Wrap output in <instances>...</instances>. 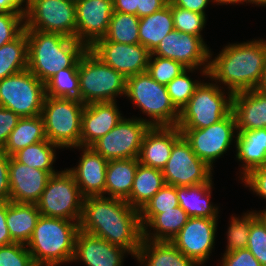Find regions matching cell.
Masks as SVG:
<instances>
[{"label": "cell", "mask_w": 266, "mask_h": 266, "mask_svg": "<svg viewBox=\"0 0 266 266\" xmlns=\"http://www.w3.org/2000/svg\"><path fill=\"white\" fill-rule=\"evenodd\" d=\"M138 0H113V10L116 12L137 15Z\"/></svg>", "instance_id": "db71d44e"}, {"label": "cell", "mask_w": 266, "mask_h": 266, "mask_svg": "<svg viewBox=\"0 0 266 266\" xmlns=\"http://www.w3.org/2000/svg\"><path fill=\"white\" fill-rule=\"evenodd\" d=\"M236 135V157L244 163L241 173L245 176L266 164V128L242 131Z\"/></svg>", "instance_id": "484cf974"}, {"label": "cell", "mask_w": 266, "mask_h": 266, "mask_svg": "<svg viewBox=\"0 0 266 266\" xmlns=\"http://www.w3.org/2000/svg\"><path fill=\"white\" fill-rule=\"evenodd\" d=\"M46 139L44 122L41 115L23 117L18 120L16 127L9 134L2 150L11 157L19 150Z\"/></svg>", "instance_id": "1f68e13d"}, {"label": "cell", "mask_w": 266, "mask_h": 266, "mask_svg": "<svg viewBox=\"0 0 266 266\" xmlns=\"http://www.w3.org/2000/svg\"><path fill=\"white\" fill-rule=\"evenodd\" d=\"M149 128L147 119L123 118L90 147L108 161L138 158L143 137Z\"/></svg>", "instance_id": "7c38bea8"}, {"label": "cell", "mask_w": 266, "mask_h": 266, "mask_svg": "<svg viewBox=\"0 0 266 266\" xmlns=\"http://www.w3.org/2000/svg\"><path fill=\"white\" fill-rule=\"evenodd\" d=\"M105 64L125 78L147 71L151 52L140 43L125 44L112 41H97L89 48Z\"/></svg>", "instance_id": "e0dca14e"}, {"label": "cell", "mask_w": 266, "mask_h": 266, "mask_svg": "<svg viewBox=\"0 0 266 266\" xmlns=\"http://www.w3.org/2000/svg\"><path fill=\"white\" fill-rule=\"evenodd\" d=\"M179 130L196 156L211 169L213 162L230 147L234 133H238L234 131H237V126L232 111L219 122L206 128Z\"/></svg>", "instance_id": "4fadbf2b"}, {"label": "cell", "mask_w": 266, "mask_h": 266, "mask_svg": "<svg viewBox=\"0 0 266 266\" xmlns=\"http://www.w3.org/2000/svg\"><path fill=\"white\" fill-rule=\"evenodd\" d=\"M125 96L152 118L148 120L150 126H177L180 112L171 102L166 86L155 81L147 71L126 78Z\"/></svg>", "instance_id": "52a82bcc"}, {"label": "cell", "mask_w": 266, "mask_h": 266, "mask_svg": "<svg viewBox=\"0 0 266 266\" xmlns=\"http://www.w3.org/2000/svg\"><path fill=\"white\" fill-rule=\"evenodd\" d=\"M164 185L162 170L139 163L130 196L125 201L140 211Z\"/></svg>", "instance_id": "f546056e"}, {"label": "cell", "mask_w": 266, "mask_h": 266, "mask_svg": "<svg viewBox=\"0 0 266 266\" xmlns=\"http://www.w3.org/2000/svg\"><path fill=\"white\" fill-rule=\"evenodd\" d=\"M75 4L76 40L89 49L108 31L113 0H80Z\"/></svg>", "instance_id": "ac0fdd59"}, {"label": "cell", "mask_w": 266, "mask_h": 266, "mask_svg": "<svg viewBox=\"0 0 266 266\" xmlns=\"http://www.w3.org/2000/svg\"><path fill=\"white\" fill-rule=\"evenodd\" d=\"M84 196L66 169L50 176L36 203L40 215L80 222Z\"/></svg>", "instance_id": "9c48e42d"}, {"label": "cell", "mask_w": 266, "mask_h": 266, "mask_svg": "<svg viewBox=\"0 0 266 266\" xmlns=\"http://www.w3.org/2000/svg\"><path fill=\"white\" fill-rule=\"evenodd\" d=\"M190 71L192 72L194 69H186L166 85L171 102L179 112L187 105L195 89L201 83V81H192L187 75V72Z\"/></svg>", "instance_id": "f35d334b"}, {"label": "cell", "mask_w": 266, "mask_h": 266, "mask_svg": "<svg viewBox=\"0 0 266 266\" xmlns=\"http://www.w3.org/2000/svg\"><path fill=\"white\" fill-rule=\"evenodd\" d=\"M212 180L193 186L177 187L179 206L189 217L216 218L218 207L209 201L211 198Z\"/></svg>", "instance_id": "83f0119b"}, {"label": "cell", "mask_w": 266, "mask_h": 266, "mask_svg": "<svg viewBox=\"0 0 266 266\" xmlns=\"http://www.w3.org/2000/svg\"><path fill=\"white\" fill-rule=\"evenodd\" d=\"M50 176L47 171L28 167L17 162L11 156L9 163V201L36 204Z\"/></svg>", "instance_id": "d6986e66"}, {"label": "cell", "mask_w": 266, "mask_h": 266, "mask_svg": "<svg viewBox=\"0 0 266 266\" xmlns=\"http://www.w3.org/2000/svg\"><path fill=\"white\" fill-rule=\"evenodd\" d=\"M168 2L169 0H138L137 16L142 18L153 14L165 7Z\"/></svg>", "instance_id": "f907efd6"}, {"label": "cell", "mask_w": 266, "mask_h": 266, "mask_svg": "<svg viewBox=\"0 0 266 266\" xmlns=\"http://www.w3.org/2000/svg\"><path fill=\"white\" fill-rule=\"evenodd\" d=\"M215 83L202 82L180 111L179 129H202L225 118L232 111V93L225 97Z\"/></svg>", "instance_id": "ba28073f"}, {"label": "cell", "mask_w": 266, "mask_h": 266, "mask_svg": "<svg viewBox=\"0 0 266 266\" xmlns=\"http://www.w3.org/2000/svg\"><path fill=\"white\" fill-rule=\"evenodd\" d=\"M76 4L69 0H30L24 15L25 30L58 33L76 39Z\"/></svg>", "instance_id": "8fae6325"}, {"label": "cell", "mask_w": 266, "mask_h": 266, "mask_svg": "<svg viewBox=\"0 0 266 266\" xmlns=\"http://www.w3.org/2000/svg\"><path fill=\"white\" fill-rule=\"evenodd\" d=\"M151 54L177 61L187 69H197L204 65L202 74L208 76L212 54L199 36L174 29L161 40Z\"/></svg>", "instance_id": "9a60e30c"}, {"label": "cell", "mask_w": 266, "mask_h": 266, "mask_svg": "<svg viewBox=\"0 0 266 266\" xmlns=\"http://www.w3.org/2000/svg\"><path fill=\"white\" fill-rule=\"evenodd\" d=\"M177 206H179L177 187L165 184L139 211L142 229L161 213V210H173Z\"/></svg>", "instance_id": "74e56055"}, {"label": "cell", "mask_w": 266, "mask_h": 266, "mask_svg": "<svg viewBox=\"0 0 266 266\" xmlns=\"http://www.w3.org/2000/svg\"><path fill=\"white\" fill-rule=\"evenodd\" d=\"M254 4L266 6V0H255Z\"/></svg>", "instance_id": "91938a15"}, {"label": "cell", "mask_w": 266, "mask_h": 266, "mask_svg": "<svg viewBox=\"0 0 266 266\" xmlns=\"http://www.w3.org/2000/svg\"><path fill=\"white\" fill-rule=\"evenodd\" d=\"M25 246L17 242L0 246V266H36Z\"/></svg>", "instance_id": "ee69618b"}, {"label": "cell", "mask_w": 266, "mask_h": 266, "mask_svg": "<svg viewBox=\"0 0 266 266\" xmlns=\"http://www.w3.org/2000/svg\"><path fill=\"white\" fill-rule=\"evenodd\" d=\"M255 214L266 227V209L261 211V212L260 211L259 212L255 211Z\"/></svg>", "instance_id": "680465c9"}, {"label": "cell", "mask_w": 266, "mask_h": 266, "mask_svg": "<svg viewBox=\"0 0 266 266\" xmlns=\"http://www.w3.org/2000/svg\"><path fill=\"white\" fill-rule=\"evenodd\" d=\"M174 29L170 2H168L161 10L140 18L138 32L140 44L152 52Z\"/></svg>", "instance_id": "4dcf8cb0"}, {"label": "cell", "mask_w": 266, "mask_h": 266, "mask_svg": "<svg viewBox=\"0 0 266 266\" xmlns=\"http://www.w3.org/2000/svg\"><path fill=\"white\" fill-rule=\"evenodd\" d=\"M139 21L137 15L113 11L109 28L104 38L98 41H112L125 44H138Z\"/></svg>", "instance_id": "d590c367"}, {"label": "cell", "mask_w": 266, "mask_h": 266, "mask_svg": "<svg viewBox=\"0 0 266 266\" xmlns=\"http://www.w3.org/2000/svg\"><path fill=\"white\" fill-rule=\"evenodd\" d=\"M45 97V84L28 69L0 80V106L20 118L41 115Z\"/></svg>", "instance_id": "30bf717a"}, {"label": "cell", "mask_w": 266, "mask_h": 266, "mask_svg": "<svg viewBox=\"0 0 266 266\" xmlns=\"http://www.w3.org/2000/svg\"><path fill=\"white\" fill-rule=\"evenodd\" d=\"M189 216L180 207L173 210H161L144 228L143 238L153 241H171L181 228L187 223ZM148 226L153 228L154 233L148 232ZM156 231V232H155ZM152 234V235H151Z\"/></svg>", "instance_id": "d6a6232c"}, {"label": "cell", "mask_w": 266, "mask_h": 266, "mask_svg": "<svg viewBox=\"0 0 266 266\" xmlns=\"http://www.w3.org/2000/svg\"><path fill=\"white\" fill-rule=\"evenodd\" d=\"M193 152L190 144L182 136L171 150V155L162 169L165 184L176 187L209 183L212 171Z\"/></svg>", "instance_id": "5bb4252c"}, {"label": "cell", "mask_w": 266, "mask_h": 266, "mask_svg": "<svg viewBox=\"0 0 266 266\" xmlns=\"http://www.w3.org/2000/svg\"><path fill=\"white\" fill-rule=\"evenodd\" d=\"M46 96L79 99L78 61L57 72L45 83Z\"/></svg>", "instance_id": "8d00e7d4"}, {"label": "cell", "mask_w": 266, "mask_h": 266, "mask_svg": "<svg viewBox=\"0 0 266 266\" xmlns=\"http://www.w3.org/2000/svg\"><path fill=\"white\" fill-rule=\"evenodd\" d=\"M79 226L81 231L125 248L134 257L143 238L139 211L123 199L108 196L84 197Z\"/></svg>", "instance_id": "6da1fadb"}, {"label": "cell", "mask_w": 266, "mask_h": 266, "mask_svg": "<svg viewBox=\"0 0 266 266\" xmlns=\"http://www.w3.org/2000/svg\"><path fill=\"white\" fill-rule=\"evenodd\" d=\"M240 179L250 190L266 199V164L251 170Z\"/></svg>", "instance_id": "bcb514c9"}, {"label": "cell", "mask_w": 266, "mask_h": 266, "mask_svg": "<svg viewBox=\"0 0 266 266\" xmlns=\"http://www.w3.org/2000/svg\"><path fill=\"white\" fill-rule=\"evenodd\" d=\"M25 0H0V12H19L25 14L26 5L23 8L21 5Z\"/></svg>", "instance_id": "11a10c76"}, {"label": "cell", "mask_w": 266, "mask_h": 266, "mask_svg": "<svg viewBox=\"0 0 266 266\" xmlns=\"http://www.w3.org/2000/svg\"><path fill=\"white\" fill-rule=\"evenodd\" d=\"M152 58L150 54L147 73L159 84L165 86L187 69L181 63L169 58L160 56L154 57L153 60Z\"/></svg>", "instance_id": "ab89813d"}, {"label": "cell", "mask_w": 266, "mask_h": 266, "mask_svg": "<svg viewBox=\"0 0 266 266\" xmlns=\"http://www.w3.org/2000/svg\"><path fill=\"white\" fill-rule=\"evenodd\" d=\"M255 89L266 95V62L261 73V78Z\"/></svg>", "instance_id": "9f6ffc18"}, {"label": "cell", "mask_w": 266, "mask_h": 266, "mask_svg": "<svg viewBox=\"0 0 266 266\" xmlns=\"http://www.w3.org/2000/svg\"><path fill=\"white\" fill-rule=\"evenodd\" d=\"M217 220L189 217L187 223L170 242L197 265H202L214 249Z\"/></svg>", "instance_id": "2e32d148"}, {"label": "cell", "mask_w": 266, "mask_h": 266, "mask_svg": "<svg viewBox=\"0 0 266 266\" xmlns=\"http://www.w3.org/2000/svg\"><path fill=\"white\" fill-rule=\"evenodd\" d=\"M79 231V222L40 215L26 244L35 265L57 266L70 263Z\"/></svg>", "instance_id": "277c9868"}, {"label": "cell", "mask_w": 266, "mask_h": 266, "mask_svg": "<svg viewBox=\"0 0 266 266\" xmlns=\"http://www.w3.org/2000/svg\"><path fill=\"white\" fill-rule=\"evenodd\" d=\"M247 249L262 266H266V227L254 211H251V225Z\"/></svg>", "instance_id": "7bdbcfd3"}, {"label": "cell", "mask_w": 266, "mask_h": 266, "mask_svg": "<svg viewBox=\"0 0 266 266\" xmlns=\"http://www.w3.org/2000/svg\"><path fill=\"white\" fill-rule=\"evenodd\" d=\"M210 0H169V2L176 7H181L199 14H206L205 8ZM212 1V0H211Z\"/></svg>", "instance_id": "816d5d0a"}, {"label": "cell", "mask_w": 266, "mask_h": 266, "mask_svg": "<svg viewBox=\"0 0 266 266\" xmlns=\"http://www.w3.org/2000/svg\"><path fill=\"white\" fill-rule=\"evenodd\" d=\"M266 62V41L229 44L210 60L208 77L222 82L232 94L255 89Z\"/></svg>", "instance_id": "7a4b0ae2"}, {"label": "cell", "mask_w": 266, "mask_h": 266, "mask_svg": "<svg viewBox=\"0 0 266 266\" xmlns=\"http://www.w3.org/2000/svg\"><path fill=\"white\" fill-rule=\"evenodd\" d=\"M14 243L6 225V201H0V246Z\"/></svg>", "instance_id": "f5cc1de1"}, {"label": "cell", "mask_w": 266, "mask_h": 266, "mask_svg": "<svg viewBox=\"0 0 266 266\" xmlns=\"http://www.w3.org/2000/svg\"><path fill=\"white\" fill-rule=\"evenodd\" d=\"M220 263L221 266H262L247 248L224 253Z\"/></svg>", "instance_id": "7dc6e473"}, {"label": "cell", "mask_w": 266, "mask_h": 266, "mask_svg": "<svg viewBox=\"0 0 266 266\" xmlns=\"http://www.w3.org/2000/svg\"><path fill=\"white\" fill-rule=\"evenodd\" d=\"M125 248L111 244L105 239L79 231L76 237L73 261H82L87 266H122Z\"/></svg>", "instance_id": "ffe728a7"}, {"label": "cell", "mask_w": 266, "mask_h": 266, "mask_svg": "<svg viewBox=\"0 0 266 266\" xmlns=\"http://www.w3.org/2000/svg\"><path fill=\"white\" fill-rule=\"evenodd\" d=\"M24 15L0 12V47L16 39L25 29Z\"/></svg>", "instance_id": "f6af8a7d"}, {"label": "cell", "mask_w": 266, "mask_h": 266, "mask_svg": "<svg viewBox=\"0 0 266 266\" xmlns=\"http://www.w3.org/2000/svg\"><path fill=\"white\" fill-rule=\"evenodd\" d=\"M138 158L109 160L106 168L105 194L126 200L131 193Z\"/></svg>", "instance_id": "f1b7e54d"}, {"label": "cell", "mask_w": 266, "mask_h": 266, "mask_svg": "<svg viewBox=\"0 0 266 266\" xmlns=\"http://www.w3.org/2000/svg\"><path fill=\"white\" fill-rule=\"evenodd\" d=\"M237 132L266 128V95L256 89L232 95Z\"/></svg>", "instance_id": "cb8c5ba5"}, {"label": "cell", "mask_w": 266, "mask_h": 266, "mask_svg": "<svg viewBox=\"0 0 266 266\" xmlns=\"http://www.w3.org/2000/svg\"><path fill=\"white\" fill-rule=\"evenodd\" d=\"M251 225V211L245 213L241 218L231 217V223L228 228L226 252L247 248L248 237Z\"/></svg>", "instance_id": "b9f144b4"}, {"label": "cell", "mask_w": 266, "mask_h": 266, "mask_svg": "<svg viewBox=\"0 0 266 266\" xmlns=\"http://www.w3.org/2000/svg\"><path fill=\"white\" fill-rule=\"evenodd\" d=\"M28 41L27 69L44 84L62 69L72 67L87 50L75 38L58 33L26 30Z\"/></svg>", "instance_id": "3957f363"}, {"label": "cell", "mask_w": 266, "mask_h": 266, "mask_svg": "<svg viewBox=\"0 0 266 266\" xmlns=\"http://www.w3.org/2000/svg\"><path fill=\"white\" fill-rule=\"evenodd\" d=\"M79 100L83 104L114 102L126 94V78L105 64L90 49L78 60Z\"/></svg>", "instance_id": "5b68a950"}, {"label": "cell", "mask_w": 266, "mask_h": 266, "mask_svg": "<svg viewBox=\"0 0 266 266\" xmlns=\"http://www.w3.org/2000/svg\"><path fill=\"white\" fill-rule=\"evenodd\" d=\"M116 102L85 104L81 123V147H90L124 118Z\"/></svg>", "instance_id": "44dd1931"}, {"label": "cell", "mask_w": 266, "mask_h": 266, "mask_svg": "<svg viewBox=\"0 0 266 266\" xmlns=\"http://www.w3.org/2000/svg\"><path fill=\"white\" fill-rule=\"evenodd\" d=\"M214 2H216L218 5L219 4H222V5H225V4H235V3H242V2H250L252 4H254V1L255 0H213Z\"/></svg>", "instance_id": "6f0895ef"}, {"label": "cell", "mask_w": 266, "mask_h": 266, "mask_svg": "<svg viewBox=\"0 0 266 266\" xmlns=\"http://www.w3.org/2000/svg\"><path fill=\"white\" fill-rule=\"evenodd\" d=\"M9 163L10 156L3 150H0V201H9Z\"/></svg>", "instance_id": "681fc988"}, {"label": "cell", "mask_w": 266, "mask_h": 266, "mask_svg": "<svg viewBox=\"0 0 266 266\" xmlns=\"http://www.w3.org/2000/svg\"><path fill=\"white\" fill-rule=\"evenodd\" d=\"M56 148L60 147L46 139L19 150L12 157L28 167L47 171L53 175L57 173L52 166L56 159L54 151Z\"/></svg>", "instance_id": "e575fe53"}, {"label": "cell", "mask_w": 266, "mask_h": 266, "mask_svg": "<svg viewBox=\"0 0 266 266\" xmlns=\"http://www.w3.org/2000/svg\"><path fill=\"white\" fill-rule=\"evenodd\" d=\"M40 217L34 203L6 201V225L14 242L27 244Z\"/></svg>", "instance_id": "4316f807"}, {"label": "cell", "mask_w": 266, "mask_h": 266, "mask_svg": "<svg viewBox=\"0 0 266 266\" xmlns=\"http://www.w3.org/2000/svg\"><path fill=\"white\" fill-rule=\"evenodd\" d=\"M69 1H72V2H75V3H76V2H78V1H80V0H69Z\"/></svg>", "instance_id": "94428289"}, {"label": "cell", "mask_w": 266, "mask_h": 266, "mask_svg": "<svg viewBox=\"0 0 266 266\" xmlns=\"http://www.w3.org/2000/svg\"><path fill=\"white\" fill-rule=\"evenodd\" d=\"M83 155L77 167L67 169L74 177L84 197L104 196L108 160L91 147H79Z\"/></svg>", "instance_id": "603a6c76"}, {"label": "cell", "mask_w": 266, "mask_h": 266, "mask_svg": "<svg viewBox=\"0 0 266 266\" xmlns=\"http://www.w3.org/2000/svg\"><path fill=\"white\" fill-rule=\"evenodd\" d=\"M181 137L177 126H150L142 140L139 163L162 170L170 158L173 145Z\"/></svg>", "instance_id": "7402d4cb"}, {"label": "cell", "mask_w": 266, "mask_h": 266, "mask_svg": "<svg viewBox=\"0 0 266 266\" xmlns=\"http://www.w3.org/2000/svg\"><path fill=\"white\" fill-rule=\"evenodd\" d=\"M174 28L179 32L190 33L202 38L201 31L206 24V15L173 6L170 3Z\"/></svg>", "instance_id": "60d3db41"}, {"label": "cell", "mask_w": 266, "mask_h": 266, "mask_svg": "<svg viewBox=\"0 0 266 266\" xmlns=\"http://www.w3.org/2000/svg\"><path fill=\"white\" fill-rule=\"evenodd\" d=\"M19 119L20 117L12 110L0 106V150L4 148L9 134L16 127Z\"/></svg>", "instance_id": "c3c4849f"}, {"label": "cell", "mask_w": 266, "mask_h": 266, "mask_svg": "<svg viewBox=\"0 0 266 266\" xmlns=\"http://www.w3.org/2000/svg\"><path fill=\"white\" fill-rule=\"evenodd\" d=\"M84 107L79 99L46 96L41 111L46 138L60 148L81 147Z\"/></svg>", "instance_id": "8992f818"}, {"label": "cell", "mask_w": 266, "mask_h": 266, "mask_svg": "<svg viewBox=\"0 0 266 266\" xmlns=\"http://www.w3.org/2000/svg\"><path fill=\"white\" fill-rule=\"evenodd\" d=\"M135 257L144 266H199L170 241L142 239Z\"/></svg>", "instance_id": "d4e9b609"}, {"label": "cell", "mask_w": 266, "mask_h": 266, "mask_svg": "<svg viewBox=\"0 0 266 266\" xmlns=\"http://www.w3.org/2000/svg\"><path fill=\"white\" fill-rule=\"evenodd\" d=\"M28 67L26 30L13 41L0 47V80Z\"/></svg>", "instance_id": "836d02e7"}]
</instances>
